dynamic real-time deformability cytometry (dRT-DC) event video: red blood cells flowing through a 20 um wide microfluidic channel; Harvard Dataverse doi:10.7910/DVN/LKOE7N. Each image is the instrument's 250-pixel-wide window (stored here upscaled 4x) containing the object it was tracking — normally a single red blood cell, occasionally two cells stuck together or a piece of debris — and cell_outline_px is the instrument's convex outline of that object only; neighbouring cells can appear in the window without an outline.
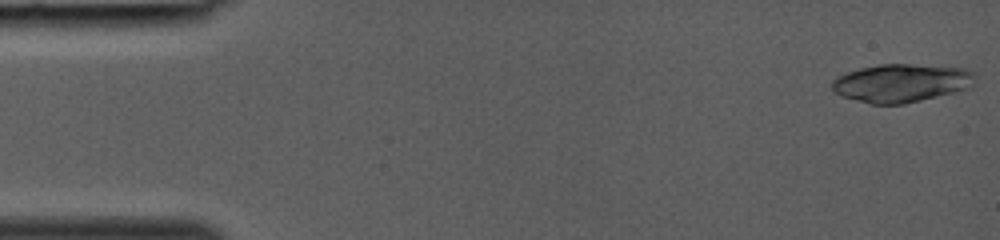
{"species": "common noctule bat (a hibernating species)", "species_latin": "Nyctalus noctula", "temperature_condition": "room temperature", "stored_images_in_passage": 17, "camera_frame_rate_fps": 3000, "um_per_image_px": 0.085, "animal": {"sex": "female", "body_mass_g": 19.0, "forearm_length_mm": 53.3}, "frame": {"image": 1, "passage_image": 1, "time_ms": 0.0, "image_size_px": [1000, 240], "cell_outline_px": [[972, 84], [968, 88], [904, 104], [872, 104], [840, 96], [832, 88], [832, 80], [836, 76], [860, 68], [880, 64], [908, 64], [964, 68], [972, 72]], "centroid_in_image_um": [76.54, 7.05], "position_along_channel_um": 8.5, "area_um2": 31.39}}